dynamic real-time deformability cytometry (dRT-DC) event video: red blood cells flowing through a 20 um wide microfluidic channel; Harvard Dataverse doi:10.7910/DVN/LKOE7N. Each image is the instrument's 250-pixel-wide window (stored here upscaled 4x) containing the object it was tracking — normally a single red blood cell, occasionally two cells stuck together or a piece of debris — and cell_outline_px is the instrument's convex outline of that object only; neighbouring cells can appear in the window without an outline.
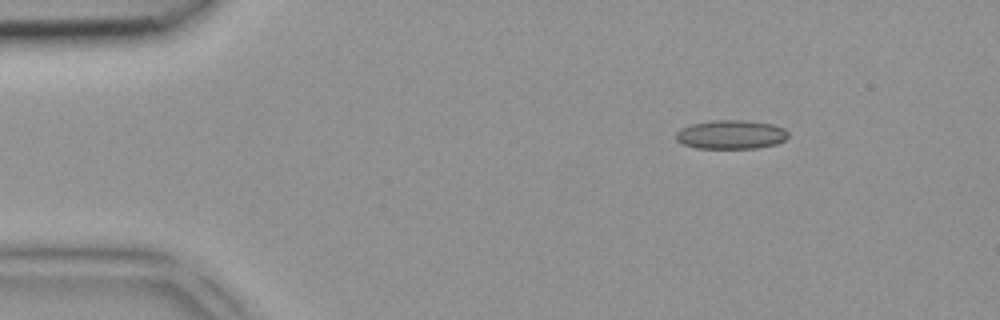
{"species": "common noctule bat (a hibernating species)", "species_latin": "Nyctalus noctula", "temperature_condition": "room temperature", "stored_images_in_passage": 2, "camera_frame_rate_fps": 3000, "um_per_image_px": 0.085, "animal": {"sex": "female", "body_mass_g": 18.4}, "frame": {"image": 1, "passage_image": 1, "time_ms": 0.0, "image_size_px": [1000, 320], "cell_outline_px": [[788, 136], [784, 140], [776, 144], [756, 148], [696, 148], [684, 144], [676, 140], [676, 132], [680, 128], [692, 124], [712, 120], [744, 120], [772, 124], [784, 128], [788, 132]], "centroid_in_image_um": [62.13, 11.43], "position_along_channel_um": 22.9, "area_um2": 18.9}}